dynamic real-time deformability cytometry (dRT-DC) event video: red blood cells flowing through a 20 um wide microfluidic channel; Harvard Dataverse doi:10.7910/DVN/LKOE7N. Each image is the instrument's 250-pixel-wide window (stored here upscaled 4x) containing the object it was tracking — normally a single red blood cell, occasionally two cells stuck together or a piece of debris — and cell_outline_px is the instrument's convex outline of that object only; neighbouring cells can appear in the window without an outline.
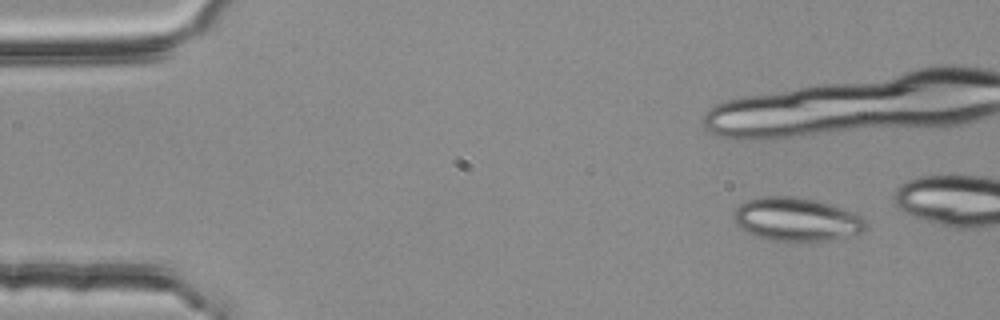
{"species": "common noctule bat (a hibernating species)", "species_latin": "Nyctalus noctula", "temperature_condition": "room temperature", "stored_images_in_passage": 3, "camera_frame_rate_fps": 3000, "um_per_image_px": 0.085, "animal": {"sex": "female", "body_mass_g": 25.1}, "frame": {"image": 1, "passage_image": 1, "time_ms": 0.0, "image_size_px": [1000, 320], "cell_outline_px": [[868, 224], [864, 232], [828, 240], [776, 240], [756, 236], [748, 232], [732, 216], [732, 212], [740, 204], [748, 200], [768, 196], [792, 196], [816, 200], [864, 216]], "centroid_in_image_um": [67.75, 18.63], "position_along_channel_um": 17.2, "area_um2": 32.83}}